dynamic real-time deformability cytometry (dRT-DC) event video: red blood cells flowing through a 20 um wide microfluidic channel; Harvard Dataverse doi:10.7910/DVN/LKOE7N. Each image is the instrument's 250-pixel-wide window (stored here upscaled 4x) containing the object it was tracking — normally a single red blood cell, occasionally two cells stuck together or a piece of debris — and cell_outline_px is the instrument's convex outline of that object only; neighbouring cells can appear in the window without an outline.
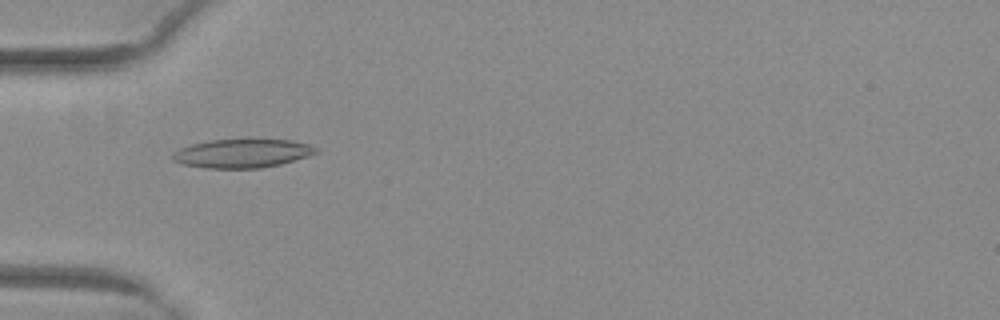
{"species": "common noctule bat (a hibernating species)", "species_latin": "Nyctalus noctula", "temperature_condition": "warm", "stored_images_in_passage": 53, "camera_frame_rate_fps": 3000, "um_per_image_px": 0.085, "animal": {"sex": "female", "body_mass_g": 29.2, "forearm_length_mm": 56.3}, "frame": {"image": 1, "passage_image": 18, "time_ms": 5.667, "image_size_px": [1000, 320], "cell_outline_px": [[316, 152], [308, 156], [280, 164], [260, 168], [208, 168], [184, 164], [172, 160], [172, 152], [180, 148], [192, 144], [212, 140], [248, 136], [292, 140], [308, 144], [316, 148]], "centroid_in_image_um": [20.6, 12.98], "position_along_channel_um": 64.4, "area_um2": 24.74}}
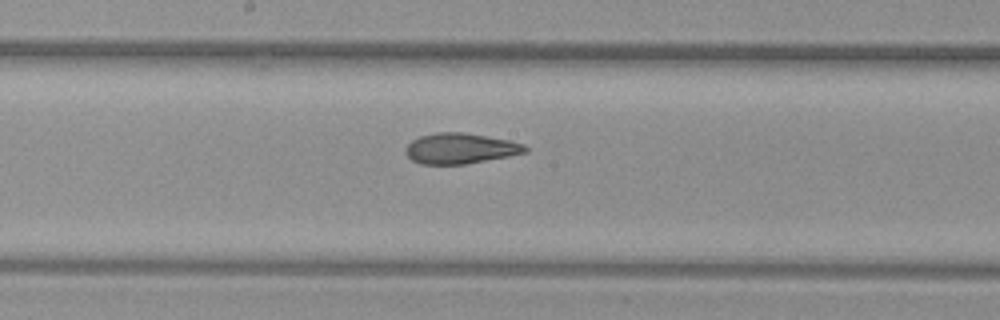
{"frame": {"image": 2, "passage_image": 29, "time_ms": 9.333, "image_size_px": [1000, 320], "cell_outline_px": [[528, 152], [508, 156], [464, 164], [420, 164], [412, 160], [404, 152], [404, 148], [412, 140], [420, 136], [436, 132], [464, 132], [508, 140], [524, 144], [528, 148]], "centroid_in_image_um": [39.1, 12.61], "position_along_channel_um": 209.1, "area_um2": 21.27}}
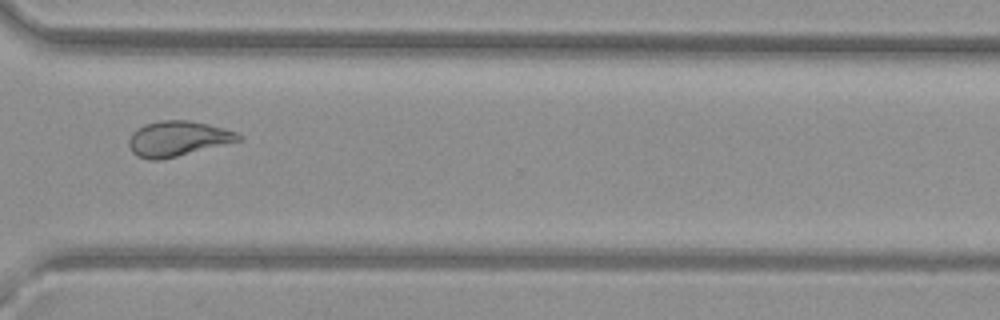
{"frame": {"image": 3, "passage_image": 40, "time_ms": 13.0, "image_size_px": [1000, 320], "cell_outline_px": [[244, 140], [160, 160], [148, 160], [136, 156], [132, 152], [128, 144], [128, 140], [132, 132], [136, 128], [144, 124], [160, 120], [188, 120], [208, 124], [236, 132], [244, 136]], "centroid_in_image_um": [15.1, 11.79], "position_along_channel_um": 355.5, "area_um2": 22.72}, "authors_computed_cell_mechanics": {"area_um2": 23.6402, "velocity_mm_per_s": 4.0014, "shape_relaxation_time_tau1_ms": null, "shape_relaxation_time_tau2_ms": 1.5592, "deformation_change_tau1": null, "deformation_change_tau2": 0.0869}}